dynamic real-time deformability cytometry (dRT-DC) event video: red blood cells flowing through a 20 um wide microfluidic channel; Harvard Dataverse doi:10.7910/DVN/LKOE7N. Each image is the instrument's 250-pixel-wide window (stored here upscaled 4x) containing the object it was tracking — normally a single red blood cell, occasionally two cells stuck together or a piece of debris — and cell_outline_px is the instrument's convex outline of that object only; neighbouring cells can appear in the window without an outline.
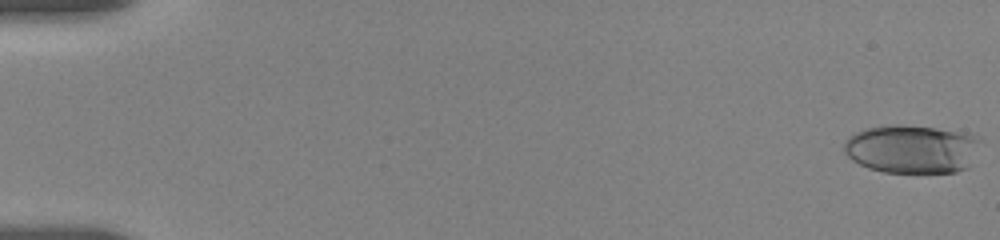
{"species": "human", "species_latin": "Homo sapiens", "temperature_condition": "room temperature", "stored_images_in_passage": 27, "camera_frame_rate_fps": 3000, "um_per_image_px": 0.085, "donor": {"sex": "female"}, "frame": {"image": 1, "passage_image": 1, "time_ms": 0.0, "image_size_px": [1000, 240], "cell_outline_px": [[984, 140], [968, 168], [956, 172], [884, 172], [868, 168], [852, 160], [844, 152], [844, 140], [848, 136], [864, 128], [896, 124], [904, 124], [968, 132], [980, 136]], "centroid_in_image_um": [77.56, 12.64], "position_along_channel_um": 7.4, "area_um2": 39.3}}
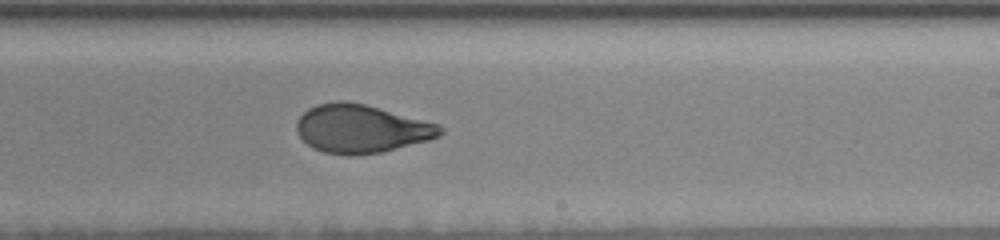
{"frame": {"image": 2, "passage_image": 16, "time_ms": 11.333, "image_size_px": [1000, 240], "cell_outline_px": [[444, 132], [440, 136], [428, 140], [380, 152], [324, 152], [312, 148], [300, 136], [296, 128], [296, 120], [308, 108], [316, 104], [336, 100], [344, 100], [364, 104], [440, 124], [444, 128]], "centroid_in_image_um": [30.71, 10.89], "position_along_channel_um": 258.3, "area_um2": 39.59}}
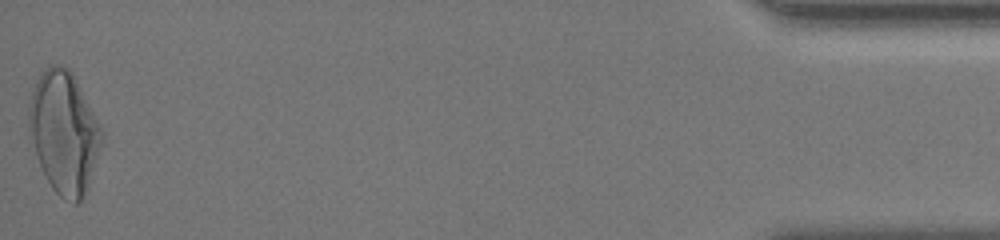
{"frame": {"image": 3, "passage_image": 27, "time_ms": 18.333, "image_size_px": [1000, 240], "cell_outline_px": [[104, 136], [88, 184], [80, 200], [76, 204], [72, 204], [64, 200], [52, 188], [28, 140], [28, 104], [32, 88], [40, 72], [48, 64], [60, 64], [68, 68], [72, 72], [104, 132]], "centroid_in_image_um": [5.39, 11.19], "position_along_channel_um": 429.8, "area_um2": 51.96}, "authors_computed_cell_mechanics": {"area_um2": 40.9224, "velocity_mm_per_s": 3.6699, "shape_relaxation_time_tau1_ms": 6.9407, "shape_relaxation_time_tau2_ms": 1.1715, "deformation_change_tau1": 0.2289, "deformation_change_tau2": 0.0688}}